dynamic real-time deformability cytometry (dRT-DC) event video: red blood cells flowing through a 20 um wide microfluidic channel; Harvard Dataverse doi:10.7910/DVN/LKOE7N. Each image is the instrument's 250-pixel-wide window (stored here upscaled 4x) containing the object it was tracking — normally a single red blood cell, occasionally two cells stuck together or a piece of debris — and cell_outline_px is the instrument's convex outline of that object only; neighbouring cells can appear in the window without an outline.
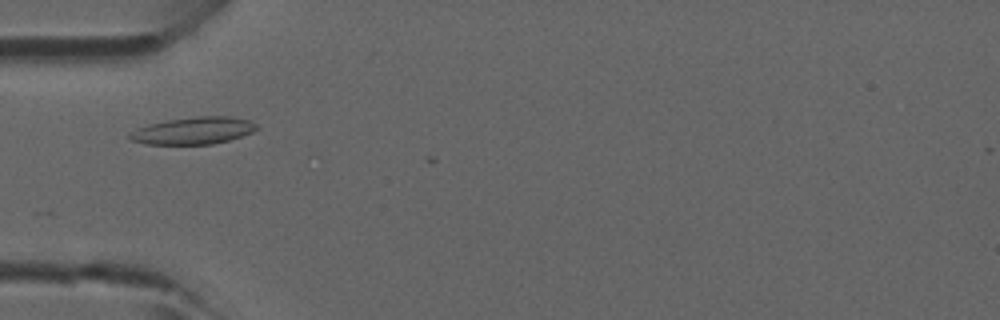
{"species": "common noctule bat (a hibernating species)", "species_latin": "Nyctalus noctula", "temperature_condition": "room temperature", "stored_images_in_passage": 3, "camera_frame_rate_fps": 3000, "um_per_image_px": 0.085, "animal": {"sex": "male", "forearm_length_mm": 52.5}, "frame": {"image": 1, "passage_image": 2, "time_ms": 0.333, "image_size_px": [1000, 320], "cell_outline_px": [[260, 128], [252, 132], [228, 140], [212, 144], [148, 144], [132, 140], [128, 136], [136, 128], [148, 124], [168, 120], [196, 116], [232, 116], [248, 120], [256, 124]], "centroid_in_image_um": [16.46, 11.09], "position_along_channel_um": 68.5, "area_um2": 19.94}}